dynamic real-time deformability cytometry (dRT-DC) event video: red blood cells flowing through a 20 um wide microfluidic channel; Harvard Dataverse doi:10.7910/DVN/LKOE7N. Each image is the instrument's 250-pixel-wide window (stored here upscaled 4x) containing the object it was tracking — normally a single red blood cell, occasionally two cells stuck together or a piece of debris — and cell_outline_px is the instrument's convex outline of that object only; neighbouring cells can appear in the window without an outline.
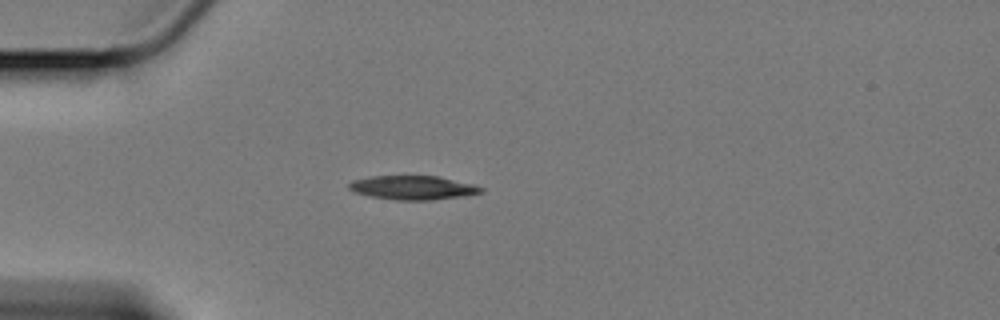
{"species": "Egyptian fruit bat (a non-hibernating species)", "species_latin": "Rousettus aegyptiacus", "temperature_condition": "cold", "stored_images_in_passage": 23, "camera_frame_rate_fps": 3000, "um_per_image_px": 0.085, "animal": {"sex": "female"}, "frame": {"image": 1, "passage_image": 1, "time_ms": 0.0, "image_size_px": [1000, 320], "cell_outline_px": [[484, 192], [468, 196], [432, 200], [396, 200], [372, 196], [352, 192], [348, 188], [348, 184], [352, 180], [372, 176], [436, 176], [472, 184], [484, 188]], "centroid_in_image_um": [35.1, 15.96], "position_along_channel_um": 49.9, "area_um2": 18.5}}
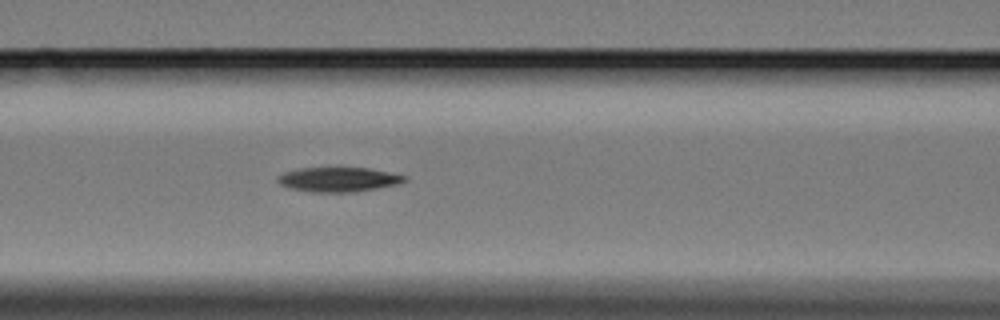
{"frame": {"image": 2, "passage_image": 10, "time_ms": 3.0, "image_size_px": [1000, 320], "cell_outline_px": [[408, 180], [400, 184], [352, 192], [312, 192], [288, 188], [280, 184], [276, 180], [276, 176], [284, 172], [300, 168], [368, 168], [408, 176]], "centroid_in_image_um": [28.76, 15.26], "position_along_channel_um": 137.8, "area_um2": 18.21}}
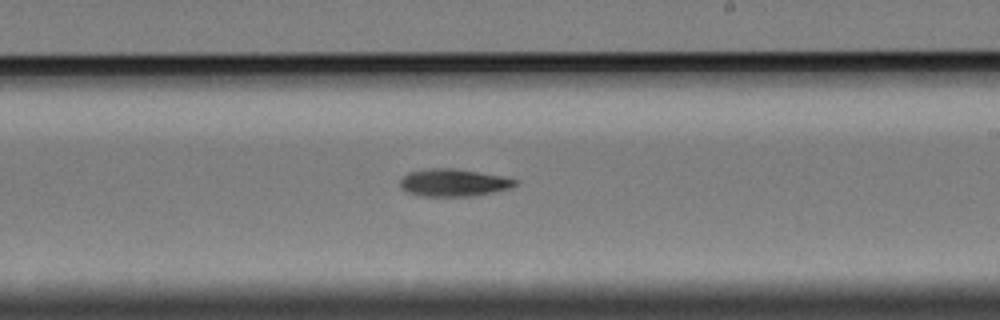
{"frame": {"image": 3, "passage_image": 20, "time_ms": 6.333, "image_size_px": [1000, 320], "cell_outline_px": [[520, 180], [512, 188], [472, 196], [420, 196], [408, 192], [400, 184], [400, 180], [408, 172], [432, 168], [452, 168], [504, 176]], "centroid_in_image_um": [38.6, 15.52], "position_along_channel_um": 250.4, "area_um2": 18.32}}